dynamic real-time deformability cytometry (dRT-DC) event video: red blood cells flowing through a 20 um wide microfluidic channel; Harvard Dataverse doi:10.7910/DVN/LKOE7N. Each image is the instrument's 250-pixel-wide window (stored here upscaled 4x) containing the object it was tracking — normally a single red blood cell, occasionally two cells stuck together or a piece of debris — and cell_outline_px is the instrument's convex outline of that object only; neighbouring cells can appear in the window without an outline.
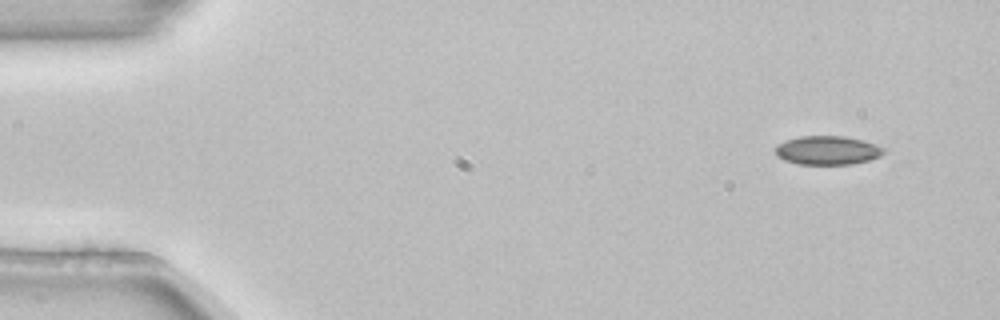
{"species": "common noctule bat (a hibernating species)", "species_latin": "Nyctalus noctula", "temperature_condition": "room temperature", "stored_images_in_passage": 4, "camera_frame_rate_fps": 3000, "um_per_image_px": 0.085, "animal": {"sex": "female", "body_mass_g": 22.7, "forearm_length_mm": 54.2}, "frame": {"image": 1, "passage_image": 1, "time_ms": 0.0, "image_size_px": [1000, 320], "cell_outline_px": [[888, 148], [880, 156], [868, 160], [852, 164], [800, 164], [784, 160], [776, 156], [776, 144], [784, 140], [800, 136], [844, 136], [864, 140]], "centroid_in_image_um": [70.35, 12.76], "position_along_channel_um": 14.7, "area_um2": 18.38}}
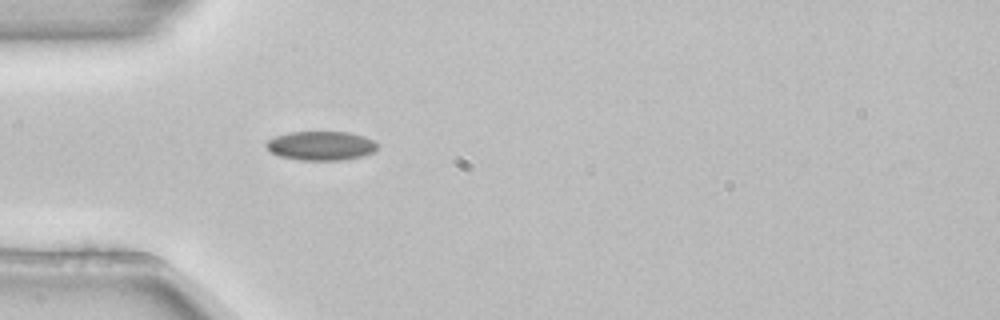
{"frame": {"image": 2, "passage_image": 4, "time_ms": 1.0, "image_size_px": [1000, 320], "cell_outline_px": [[376, 148], [372, 152], [364, 156], [340, 160], [300, 160], [280, 156], [272, 152], [264, 144], [268, 140], [276, 136], [288, 132], [348, 132], [364, 136], [372, 140], [376, 144]], "centroid_in_image_um": [27.27, 12.38], "position_along_channel_um": 57.7, "area_um2": 18.67}}